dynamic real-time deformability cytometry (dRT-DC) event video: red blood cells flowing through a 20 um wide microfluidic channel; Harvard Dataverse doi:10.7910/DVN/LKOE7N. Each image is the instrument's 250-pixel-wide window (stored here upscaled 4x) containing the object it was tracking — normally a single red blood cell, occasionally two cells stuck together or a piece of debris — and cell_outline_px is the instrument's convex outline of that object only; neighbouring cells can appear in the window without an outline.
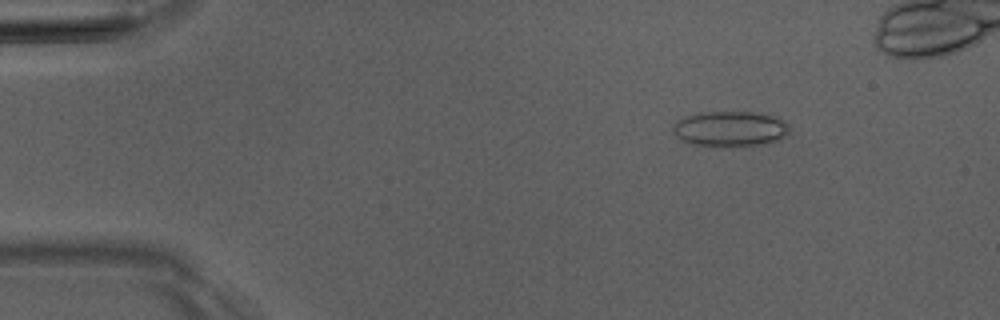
{"species": "Egyptian fruit bat (a non-hibernating species)", "species_latin": "Rousettus aegyptiacus", "temperature_condition": "room temperature", "stored_images_in_passage": 8, "camera_frame_rate_fps": 3000, "um_per_image_px": 0.085, "animal": {"sex": "male"}, "frame": {"image": 1, "passage_image": 2, "time_ms": 1.333, "image_size_px": [1000, 320], "cell_outline_px": [[788, 132], [784, 136], [768, 144], [720, 148], [716, 148], [688, 144], [680, 140], [672, 132], [672, 124], [676, 120], [684, 116], [700, 112], [752, 112], [772, 116], [788, 124]], "centroid_in_image_um": [61.95, 10.99], "position_along_channel_um": 23.1, "area_um2": 24.62}}